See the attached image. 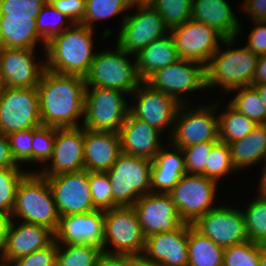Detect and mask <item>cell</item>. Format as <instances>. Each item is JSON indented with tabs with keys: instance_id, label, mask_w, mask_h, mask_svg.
Masks as SVG:
<instances>
[{
	"instance_id": "obj_1",
	"label": "cell",
	"mask_w": 266,
	"mask_h": 266,
	"mask_svg": "<svg viewBox=\"0 0 266 266\" xmlns=\"http://www.w3.org/2000/svg\"><path fill=\"white\" fill-rule=\"evenodd\" d=\"M85 79L79 75L44 70L37 85L40 118L43 126L80 127L84 116Z\"/></svg>"
},
{
	"instance_id": "obj_2",
	"label": "cell",
	"mask_w": 266,
	"mask_h": 266,
	"mask_svg": "<svg viewBox=\"0 0 266 266\" xmlns=\"http://www.w3.org/2000/svg\"><path fill=\"white\" fill-rule=\"evenodd\" d=\"M95 31L85 24L73 23L46 44V69L55 73L84 77L95 58L93 44Z\"/></svg>"
},
{
	"instance_id": "obj_3",
	"label": "cell",
	"mask_w": 266,
	"mask_h": 266,
	"mask_svg": "<svg viewBox=\"0 0 266 266\" xmlns=\"http://www.w3.org/2000/svg\"><path fill=\"white\" fill-rule=\"evenodd\" d=\"M9 219L42 225L56 232L60 216L47 178L38 170L29 171L19 182Z\"/></svg>"
},
{
	"instance_id": "obj_4",
	"label": "cell",
	"mask_w": 266,
	"mask_h": 266,
	"mask_svg": "<svg viewBox=\"0 0 266 266\" xmlns=\"http://www.w3.org/2000/svg\"><path fill=\"white\" fill-rule=\"evenodd\" d=\"M236 39H224L221 44L228 47L227 50L219 47L205 66L206 90L220 86L226 93H231L234 89L251 86L259 56L246 46L232 48Z\"/></svg>"
},
{
	"instance_id": "obj_5",
	"label": "cell",
	"mask_w": 266,
	"mask_h": 266,
	"mask_svg": "<svg viewBox=\"0 0 266 266\" xmlns=\"http://www.w3.org/2000/svg\"><path fill=\"white\" fill-rule=\"evenodd\" d=\"M115 51H98L88 73L84 76L86 87H103L130 95L143 82L138 76L136 56L128 54L115 44ZM133 57L129 59V56Z\"/></svg>"
},
{
	"instance_id": "obj_6",
	"label": "cell",
	"mask_w": 266,
	"mask_h": 266,
	"mask_svg": "<svg viewBox=\"0 0 266 266\" xmlns=\"http://www.w3.org/2000/svg\"><path fill=\"white\" fill-rule=\"evenodd\" d=\"M152 160L121 153L107 171L113 201L118 207L133 206L151 192Z\"/></svg>"
},
{
	"instance_id": "obj_7",
	"label": "cell",
	"mask_w": 266,
	"mask_h": 266,
	"mask_svg": "<svg viewBox=\"0 0 266 266\" xmlns=\"http://www.w3.org/2000/svg\"><path fill=\"white\" fill-rule=\"evenodd\" d=\"M128 94L110 88L86 87L82 127L94 131L119 132L130 111Z\"/></svg>"
},
{
	"instance_id": "obj_8",
	"label": "cell",
	"mask_w": 266,
	"mask_h": 266,
	"mask_svg": "<svg viewBox=\"0 0 266 266\" xmlns=\"http://www.w3.org/2000/svg\"><path fill=\"white\" fill-rule=\"evenodd\" d=\"M145 244L146 237L132 206L104 211V253L143 255Z\"/></svg>"
},
{
	"instance_id": "obj_9",
	"label": "cell",
	"mask_w": 266,
	"mask_h": 266,
	"mask_svg": "<svg viewBox=\"0 0 266 266\" xmlns=\"http://www.w3.org/2000/svg\"><path fill=\"white\" fill-rule=\"evenodd\" d=\"M219 102L209 105L181 104L174 121L170 145L179 148L198 143L219 141L218 115ZM190 106V108H188ZM195 107V109H194Z\"/></svg>"
},
{
	"instance_id": "obj_10",
	"label": "cell",
	"mask_w": 266,
	"mask_h": 266,
	"mask_svg": "<svg viewBox=\"0 0 266 266\" xmlns=\"http://www.w3.org/2000/svg\"><path fill=\"white\" fill-rule=\"evenodd\" d=\"M133 7L137 8L135 13L123 14L116 44L128 54L136 55L151 42L169 34L170 30L150 4L133 3Z\"/></svg>"
},
{
	"instance_id": "obj_11",
	"label": "cell",
	"mask_w": 266,
	"mask_h": 266,
	"mask_svg": "<svg viewBox=\"0 0 266 266\" xmlns=\"http://www.w3.org/2000/svg\"><path fill=\"white\" fill-rule=\"evenodd\" d=\"M218 182L204 175L184 174L168 193L184 223L193 224L215 206Z\"/></svg>"
},
{
	"instance_id": "obj_12",
	"label": "cell",
	"mask_w": 266,
	"mask_h": 266,
	"mask_svg": "<svg viewBox=\"0 0 266 266\" xmlns=\"http://www.w3.org/2000/svg\"><path fill=\"white\" fill-rule=\"evenodd\" d=\"M42 126L37 87H4L0 96V133L9 135Z\"/></svg>"
},
{
	"instance_id": "obj_13",
	"label": "cell",
	"mask_w": 266,
	"mask_h": 266,
	"mask_svg": "<svg viewBox=\"0 0 266 266\" xmlns=\"http://www.w3.org/2000/svg\"><path fill=\"white\" fill-rule=\"evenodd\" d=\"M144 82L152 89L172 96L180 104H187L189 101L183 97V93L206 89L205 66L193 60L179 59L158 69Z\"/></svg>"
},
{
	"instance_id": "obj_14",
	"label": "cell",
	"mask_w": 266,
	"mask_h": 266,
	"mask_svg": "<svg viewBox=\"0 0 266 266\" xmlns=\"http://www.w3.org/2000/svg\"><path fill=\"white\" fill-rule=\"evenodd\" d=\"M130 96L136 100L135 103L132 102L133 105L129 104L130 112L136 118L147 122L161 133L169 130L168 134L171 136L176 114L181 105L175 98L152 89L144 81Z\"/></svg>"
},
{
	"instance_id": "obj_15",
	"label": "cell",
	"mask_w": 266,
	"mask_h": 266,
	"mask_svg": "<svg viewBox=\"0 0 266 266\" xmlns=\"http://www.w3.org/2000/svg\"><path fill=\"white\" fill-rule=\"evenodd\" d=\"M222 205L199 217L192 226L223 249L249 240L242 210Z\"/></svg>"
},
{
	"instance_id": "obj_16",
	"label": "cell",
	"mask_w": 266,
	"mask_h": 266,
	"mask_svg": "<svg viewBox=\"0 0 266 266\" xmlns=\"http://www.w3.org/2000/svg\"><path fill=\"white\" fill-rule=\"evenodd\" d=\"M181 59L193 60L206 66L225 38L214 28L192 19L169 32Z\"/></svg>"
},
{
	"instance_id": "obj_17",
	"label": "cell",
	"mask_w": 266,
	"mask_h": 266,
	"mask_svg": "<svg viewBox=\"0 0 266 266\" xmlns=\"http://www.w3.org/2000/svg\"><path fill=\"white\" fill-rule=\"evenodd\" d=\"M46 178L52 189L60 217L96 210L91 197L87 170Z\"/></svg>"
},
{
	"instance_id": "obj_18",
	"label": "cell",
	"mask_w": 266,
	"mask_h": 266,
	"mask_svg": "<svg viewBox=\"0 0 266 266\" xmlns=\"http://www.w3.org/2000/svg\"><path fill=\"white\" fill-rule=\"evenodd\" d=\"M35 51V49L0 47V79L4 87H37L46 69V63L45 60L38 63Z\"/></svg>"
},
{
	"instance_id": "obj_19",
	"label": "cell",
	"mask_w": 266,
	"mask_h": 266,
	"mask_svg": "<svg viewBox=\"0 0 266 266\" xmlns=\"http://www.w3.org/2000/svg\"><path fill=\"white\" fill-rule=\"evenodd\" d=\"M51 161V162H50ZM38 171L44 177L84 170V128H55L52 158ZM49 166V167H48Z\"/></svg>"
},
{
	"instance_id": "obj_20",
	"label": "cell",
	"mask_w": 266,
	"mask_h": 266,
	"mask_svg": "<svg viewBox=\"0 0 266 266\" xmlns=\"http://www.w3.org/2000/svg\"><path fill=\"white\" fill-rule=\"evenodd\" d=\"M145 237L178 229L184 222L168 193L150 192L132 206Z\"/></svg>"
},
{
	"instance_id": "obj_21",
	"label": "cell",
	"mask_w": 266,
	"mask_h": 266,
	"mask_svg": "<svg viewBox=\"0 0 266 266\" xmlns=\"http://www.w3.org/2000/svg\"><path fill=\"white\" fill-rule=\"evenodd\" d=\"M54 234L57 244H89L103 249L104 211L61 216Z\"/></svg>"
},
{
	"instance_id": "obj_22",
	"label": "cell",
	"mask_w": 266,
	"mask_h": 266,
	"mask_svg": "<svg viewBox=\"0 0 266 266\" xmlns=\"http://www.w3.org/2000/svg\"><path fill=\"white\" fill-rule=\"evenodd\" d=\"M15 221L8 219L5 228L3 259L6 261L13 262L15 259L47 247L55 240L54 232L48 227Z\"/></svg>"
},
{
	"instance_id": "obj_23",
	"label": "cell",
	"mask_w": 266,
	"mask_h": 266,
	"mask_svg": "<svg viewBox=\"0 0 266 266\" xmlns=\"http://www.w3.org/2000/svg\"><path fill=\"white\" fill-rule=\"evenodd\" d=\"M188 223L146 237L143 255L161 266H188Z\"/></svg>"
},
{
	"instance_id": "obj_24",
	"label": "cell",
	"mask_w": 266,
	"mask_h": 266,
	"mask_svg": "<svg viewBox=\"0 0 266 266\" xmlns=\"http://www.w3.org/2000/svg\"><path fill=\"white\" fill-rule=\"evenodd\" d=\"M161 132L147 122L136 118L130 111L119 130L121 151L125 154L153 160L163 147Z\"/></svg>"
},
{
	"instance_id": "obj_25",
	"label": "cell",
	"mask_w": 266,
	"mask_h": 266,
	"mask_svg": "<svg viewBox=\"0 0 266 266\" xmlns=\"http://www.w3.org/2000/svg\"><path fill=\"white\" fill-rule=\"evenodd\" d=\"M121 151L119 132L94 131L84 128V169L107 172Z\"/></svg>"
},
{
	"instance_id": "obj_26",
	"label": "cell",
	"mask_w": 266,
	"mask_h": 266,
	"mask_svg": "<svg viewBox=\"0 0 266 266\" xmlns=\"http://www.w3.org/2000/svg\"><path fill=\"white\" fill-rule=\"evenodd\" d=\"M228 0H193L191 19L214 28L225 39L238 37L241 23Z\"/></svg>"
},
{
	"instance_id": "obj_27",
	"label": "cell",
	"mask_w": 266,
	"mask_h": 266,
	"mask_svg": "<svg viewBox=\"0 0 266 266\" xmlns=\"http://www.w3.org/2000/svg\"><path fill=\"white\" fill-rule=\"evenodd\" d=\"M40 41L45 52L47 42L36 29V18L0 17V47L36 49Z\"/></svg>"
},
{
	"instance_id": "obj_28",
	"label": "cell",
	"mask_w": 266,
	"mask_h": 266,
	"mask_svg": "<svg viewBox=\"0 0 266 266\" xmlns=\"http://www.w3.org/2000/svg\"><path fill=\"white\" fill-rule=\"evenodd\" d=\"M135 56L138 76L142 81H145L158 69L181 59L170 33L151 42Z\"/></svg>"
},
{
	"instance_id": "obj_29",
	"label": "cell",
	"mask_w": 266,
	"mask_h": 266,
	"mask_svg": "<svg viewBox=\"0 0 266 266\" xmlns=\"http://www.w3.org/2000/svg\"><path fill=\"white\" fill-rule=\"evenodd\" d=\"M228 145L233 166L238 171L263 162L266 156V124H257L249 135Z\"/></svg>"
},
{
	"instance_id": "obj_30",
	"label": "cell",
	"mask_w": 266,
	"mask_h": 266,
	"mask_svg": "<svg viewBox=\"0 0 266 266\" xmlns=\"http://www.w3.org/2000/svg\"><path fill=\"white\" fill-rule=\"evenodd\" d=\"M188 266H222L224 249L188 224Z\"/></svg>"
},
{
	"instance_id": "obj_31",
	"label": "cell",
	"mask_w": 266,
	"mask_h": 266,
	"mask_svg": "<svg viewBox=\"0 0 266 266\" xmlns=\"http://www.w3.org/2000/svg\"><path fill=\"white\" fill-rule=\"evenodd\" d=\"M257 124L246 115L238 112L229 103L224 112L218 115L219 141H237L250 132Z\"/></svg>"
},
{
	"instance_id": "obj_32",
	"label": "cell",
	"mask_w": 266,
	"mask_h": 266,
	"mask_svg": "<svg viewBox=\"0 0 266 266\" xmlns=\"http://www.w3.org/2000/svg\"><path fill=\"white\" fill-rule=\"evenodd\" d=\"M102 253V249L94 245L57 244L56 266H96Z\"/></svg>"
},
{
	"instance_id": "obj_33",
	"label": "cell",
	"mask_w": 266,
	"mask_h": 266,
	"mask_svg": "<svg viewBox=\"0 0 266 266\" xmlns=\"http://www.w3.org/2000/svg\"><path fill=\"white\" fill-rule=\"evenodd\" d=\"M233 91L237 94L228 103L256 124H266V107L258 91L253 86L240 87Z\"/></svg>"
},
{
	"instance_id": "obj_34",
	"label": "cell",
	"mask_w": 266,
	"mask_h": 266,
	"mask_svg": "<svg viewBox=\"0 0 266 266\" xmlns=\"http://www.w3.org/2000/svg\"><path fill=\"white\" fill-rule=\"evenodd\" d=\"M133 3L132 0H86L83 24L95 29L93 28L95 22H100L131 10Z\"/></svg>"
},
{
	"instance_id": "obj_35",
	"label": "cell",
	"mask_w": 266,
	"mask_h": 266,
	"mask_svg": "<svg viewBox=\"0 0 266 266\" xmlns=\"http://www.w3.org/2000/svg\"><path fill=\"white\" fill-rule=\"evenodd\" d=\"M257 195L242 213L249 240L266 244V197Z\"/></svg>"
},
{
	"instance_id": "obj_36",
	"label": "cell",
	"mask_w": 266,
	"mask_h": 266,
	"mask_svg": "<svg viewBox=\"0 0 266 266\" xmlns=\"http://www.w3.org/2000/svg\"><path fill=\"white\" fill-rule=\"evenodd\" d=\"M193 0H150V4L171 30L191 19Z\"/></svg>"
},
{
	"instance_id": "obj_37",
	"label": "cell",
	"mask_w": 266,
	"mask_h": 266,
	"mask_svg": "<svg viewBox=\"0 0 266 266\" xmlns=\"http://www.w3.org/2000/svg\"><path fill=\"white\" fill-rule=\"evenodd\" d=\"M21 169V166L0 169V212L8 217L14 208L18 184L28 173Z\"/></svg>"
},
{
	"instance_id": "obj_38",
	"label": "cell",
	"mask_w": 266,
	"mask_h": 266,
	"mask_svg": "<svg viewBox=\"0 0 266 266\" xmlns=\"http://www.w3.org/2000/svg\"><path fill=\"white\" fill-rule=\"evenodd\" d=\"M72 24L73 23L64 14L49 3H45L42 6L41 11L36 18V29L46 42H48L53 36L61 34Z\"/></svg>"
},
{
	"instance_id": "obj_39",
	"label": "cell",
	"mask_w": 266,
	"mask_h": 266,
	"mask_svg": "<svg viewBox=\"0 0 266 266\" xmlns=\"http://www.w3.org/2000/svg\"><path fill=\"white\" fill-rule=\"evenodd\" d=\"M236 172V168L233 166L229 145L225 142L217 141L211 150L208 157V165L205 167V171L201 174L206 178L220 182L219 179H223L224 176L232 172Z\"/></svg>"
},
{
	"instance_id": "obj_40",
	"label": "cell",
	"mask_w": 266,
	"mask_h": 266,
	"mask_svg": "<svg viewBox=\"0 0 266 266\" xmlns=\"http://www.w3.org/2000/svg\"><path fill=\"white\" fill-rule=\"evenodd\" d=\"M91 197L96 210L107 211L118 207L113 201V194L107 172H88Z\"/></svg>"
},
{
	"instance_id": "obj_41",
	"label": "cell",
	"mask_w": 266,
	"mask_h": 266,
	"mask_svg": "<svg viewBox=\"0 0 266 266\" xmlns=\"http://www.w3.org/2000/svg\"><path fill=\"white\" fill-rule=\"evenodd\" d=\"M222 266H259V244L247 240L225 248Z\"/></svg>"
},
{
	"instance_id": "obj_42",
	"label": "cell",
	"mask_w": 266,
	"mask_h": 266,
	"mask_svg": "<svg viewBox=\"0 0 266 266\" xmlns=\"http://www.w3.org/2000/svg\"><path fill=\"white\" fill-rule=\"evenodd\" d=\"M55 142V128L40 126L33 128V163H49L52 158Z\"/></svg>"
},
{
	"instance_id": "obj_43",
	"label": "cell",
	"mask_w": 266,
	"mask_h": 266,
	"mask_svg": "<svg viewBox=\"0 0 266 266\" xmlns=\"http://www.w3.org/2000/svg\"><path fill=\"white\" fill-rule=\"evenodd\" d=\"M216 142H203L182 148L187 174L201 175L205 171V167L208 165V157Z\"/></svg>"
},
{
	"instance_id": "obj_44",
	"label": "cell",
	"mask_w": 266,
	"mask_h": 266,
	"mask_svg": "<svg viewBox=\"0 0 266 266\" xmlns=\"http://www.w3.org/2000/svg\"><path fill=\"white\" fill-rule=\"evenodd\" d=\"M9 140L10 152L14 162L24 164V162L33 163V128L13 132L7 135Z\"/></svg>"
},
{
	"instance_id": "obj_45",
	"label": "cell",
	"mask_w": 266,
	"mask_h": 266,
	"mask_svg": "<svg viewBox=\"0 0 266 266\" xmlns=\"http://www.w3.org/2000/svg\"><path fill=\"white\" fill-rule=\"evenodd\" d=\"M46 0H0V17L37 18Z\"/></svg>"
},
{
	"instance_id": "obj_46",
	"label": "cell",
	"mask_w": 266,
	"mask_h": 266,
	"mask_svg": "<svg viewBox=\"0 0 266 266\" xmlns=\"http://www.w3.org/2000/svg\"><path fill=\"white\" fill-rule=\"evenodd\" d=\"M167 147L168 146H163L152 160L151 170L187 172L185 168V156L182 148L171 146L173 148H170L169 150Z\"/></svg>"
},
{
	"instance_id": "obj_47",
	"label": "cell",
	"mask_w": 266,
	"mask_h": 266,
	"mask_svg": "<svg viewBox=\"0 0 266 266\" xmlns=\"http://www.w3.org/2000/svg\"><path fill=\"white\" fill-rule=\"evenodd\" d=\"M16 266H56L57 264V243L54 240L50 245L36 250L29 255L15 259Z\"/></svg>"
},
{
	"instance_id": "obj_48",
	"label": "cell",
	"mask_w": 266,
	"mask_h": 266,
	"mask_svg": "<svg viewBox=\"0 0 266 266\" xmlns=\"http://www.w3.org/2000/svg\"><path fill=\"white\" fill-rule=\"evenodd\" d=\"M187 172L151 170V192L169 193Z\"/></svg>"
},
{
	"instance_id": "obj_49",
	"label": "cell",
	"mask_w": 266,
	"mask_h": 266,
	"mask_svg": "<svg viewBox=\"0 0 266 266\" xmlns=\"http://www.w3.org/2000/svg\"><path fill=\"white\" fill-rule=\"evenodd\" d=\"M51 5L64 14L72 23H82L86 0H56Z\"/></svg>"
},
{
	"instance_id": "obj_50",
	"label": "cell",
	"mask_w": 266,
	"mask_h": 266,
	"mask_svg": "<svg viewBox=\"0 0 266 266\" xmlns=\"http://www.w3.org/2000/svg\"><path fill=\"white\" fill-rule=\"evenodd\" d=\"M254 28L248 35L245 45L253 54L258 56L266 54V21H253Z\"/></svg>"
},
{
	"instance_id": "obj_51",
	"label": "cell",
	"mask_w": 266,
	"mask_h": 266,
	"mask_svg": "<svg viewBox=\"0 0 266 266\" xmlns=\"http://www.w3.org/2000/svg\"><path fill=\"white\" fill-rule=\"evenodd\" d=\"M243 2L241 9L253 21H266V0H244Z\"/></svg>"
},
{
	"instance_id": "obj_52",
	"label": "cell",
	"mask_w": 266,
	"mask_h": 266,
	"mask_svg": "<svg viewBox=\"0 0 266 266\" xmlns=\"http://www.w3.org/2000/svg\"><path fill=\"white\" fill-rule=\"evenodd\" d=\"M96 266H131V256L102 253Z\"/></svg>"
},
{
	"instance_id": "obj_53",
	"label": "cell",
	"mask_w": 266,
	"mask_h": 266,
	"mask_svg": "<svg viewBox=\"0 0 266 266\" xmlns=\"http://www.w3.org/2000/svg\"><path fill=\"white\" fill-rule=\"evenodd\" d=\"M14 166H21V164L17 165L14 162L10 152L8 137L0 133V169Z\"/></svg>"
},
{
	"instance_id": "obj_54",
	"label": "cell",
	"mask_w": 266,
	"mask_h": 266,
	"mask_svg": "<svg viewBox=\"0 0 266 266\" xmlns=\"http://www.w3.org/2000/svg\"><path fill=\"white\" fill-rule=\"evenodd\" d=\"M266 83V54L260 55L257 60L256 70L251 86Z\"/></svg>"
},
{
	"instance_id": "obj_55",
	"label": "cell",
	"mask_w": 266,
	"mask_h": 266,
	"mask_svg": "<svg viewBox=\"0 0 266 266\" xmlns=\"http://www.w3.org/2000/svg\"><path fill=\"white\" fill-rule=\"evenodd\" d=\"M9 217L0 212V259L4 256L5 228Z\"/></svg>"
},
{
	"instance_id": "obj_56",
	"label": "cell",
	"mask_w": 266,
	"mask_h": 266,
	"mask_svg": "<svg viewBox=\"0 0 266 266\" xmlns=\"http://www.w3.org/2000/svg\"><path fill=\"white\" fill-rule=\"evenodd\" d=\"M131 266H161L157 262L148 260L144 255L131 256Z\"/></svg>"
},
{
	"instance_id": "obj_57",
	"label": "cell",
	"mask_w": 266,
	"mask_h": 266,
	"mask_svg": "<svg viewBox=\"0 0 266 266\" xmlns=\"http://www.w3.org/2000/svg\"><path fill=\"white\" fill-rule=\"evenodd\" d=\"M264 168L261 173V179L259 178V186H258V194L261 196L266 197V165H264Z\"/></svg>"
},
{
	"instance_id": "obj_58",
	"label": "cell",
	"mask_w": 266,
	"mask_h": 266,
	"mask_svg": "<svg viewBox=\"0 0 266 266\" xmlns=\"http://www.w3.org/2000/svg\"><path fill=\"white\" fill-rule=\"evenodd\" d=\"M259 266H266V244H259Z\"/></svg>"
},
{
	"instance_id": "obj_59",
	"label": "cell",
	"mask_w": 266,
	"mask_h": 266,
	"mask_svg": "<svg viewBox=\"0 0 266 266\" xmlns=\"http://www.w3.org/2000/svg\"><path fill=\"white\" fill-rule=\"evenodd\" d=\"M257 91L266 107V83L253 86Z\"/></svg>"
},
{
	"instance_id": "obj_60",
	"label": "cell",
	"mask_w": 266,
	"mask_h": 266,
	"mask_svg": "<svg viewBox=\"0 0 266 266\" xmlns=\"http://www.w3.org/2000/svg\"><path fill=\"white\" fill-rule=\"evenodd\" d=\"M0 266H16L12 261L0 259Z\"/></svg>"
},
{
	"instance_id": "obj_61",
	"label": "cell",
	"mask_w": 266,
	"mask_h": 266,
	"mask_svg": "<svg viewBox=\"0 0 266 266\" xmlns=\"http://www.w3.org/2000/svg\"><path fill=\"white\" fill-rule=\"evenodd\" d=\"M134 3H148L150 0H132Z\"/></svg>"
},
{
	"instance_id": "obj_62",
	"label": "cell",
	"mask_w": 266,
	"mask_h": 266,
	"mask_svg": "<svg viewBox=\"0 0 266 266\" xmlns=\"http://www.w3.org/2000/svg\"><path fill=\"white\" fill-rule=\"evenodd\" d=\"M3 89H4V84H3V81L0 79V96L3 92Z\"/></svg>"
},
{
	"instance_id": "obj_63",
	"label": "cell",
	"mask_w": 266,
	"mask_h": 266,
	"mask_svg": "<svg viewBox=\"0 0 266 266\" xmlns=\"http://www.w3.org/2000/svg\"><path fill=\"white\" fill-rule=\"evenodd\" d=\"M54 1H56V0H46V3L51 4V3L54 2Z\"/></svg>"
}]
</instances>
